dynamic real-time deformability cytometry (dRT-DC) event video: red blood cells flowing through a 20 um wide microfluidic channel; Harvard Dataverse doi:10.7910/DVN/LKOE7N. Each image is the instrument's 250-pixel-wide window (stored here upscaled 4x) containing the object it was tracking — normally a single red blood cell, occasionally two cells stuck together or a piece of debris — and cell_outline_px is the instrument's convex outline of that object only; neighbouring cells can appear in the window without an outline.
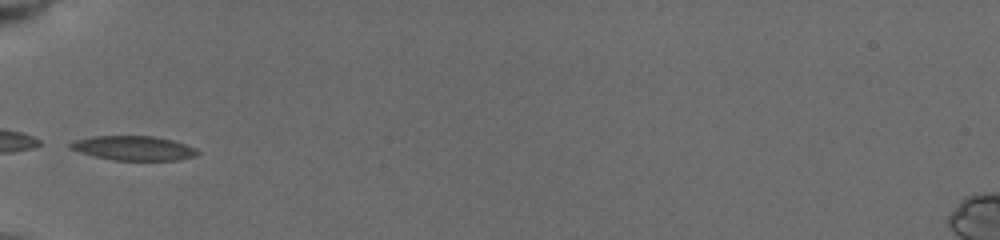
{"species": "common noctule bat (a hibernating species)", "species_latin": "Nyctalus noctula", "temperature_condition": "cold", "stored_images_in_passage": 7, "camera_frame_rate_fps": 3000, "um_per_image_px": 0.085, "animal": {"sex": "female", "body_mass_g": 19.5, "forearm_length_mm": 54.1}, "frame": {"image": 1, "passage_image": 3, "time_ms": 2.333, "image_size_px": [1000, 240], "cell_outline_px": [[200, 152], [196, 156], [176, 160], [112, 160], [80, 152], [68, 148], [68, 144], [76, 140], [96, 136], [152, 136], [172, 140], [196, 148]], "centroid_in_image_um": [11.36, 12.59], "position_along_channel_um": 73.6, "area_um2": 17.92}}
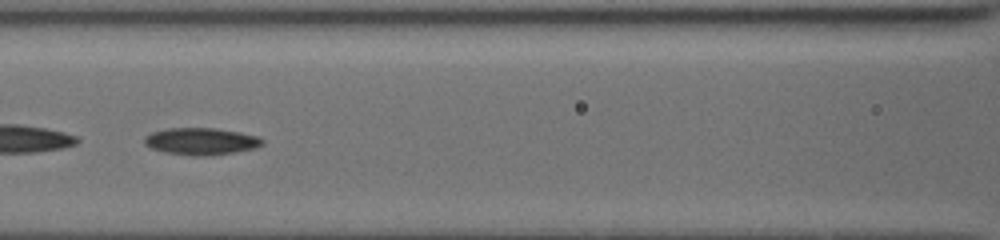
{"frame": {"image": 2, "passage_image": 5, "time_ms": 4.333, "image_size_px": [1000, 240], "cell_outline_px": [[264, 144], [252, 148], [212, 156], [192, 156], [164, 152], [152, 148], [144, 144], [144, 136], [152, 132], [168, 128], [212, 128], [236, 132], [256, 136], [264, 140]], "centroid_in_image_um": [17.04, 12.02], "position_along_channel_um": 149.6, "area_um2": 18.38}}
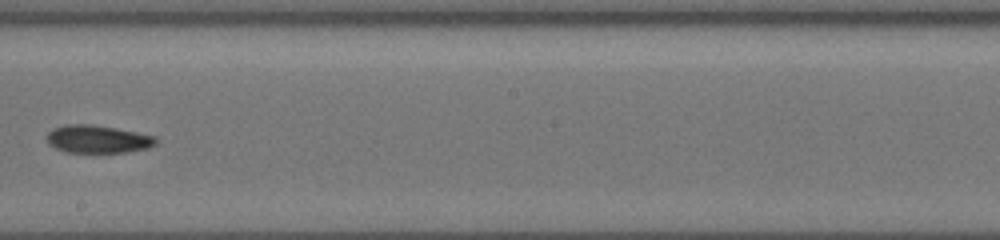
{"frame": {"image": 3, "passage_image": 7, "time_ms": 6.667, "image_size_px": [1000, 240], "cell_outline_px": [[156, 144], [148, 148], [128, 152], [64, 152], [48, 144], [48, 132], [52, 128], [68, 124], [88, 124], [112, 128], [156, 136]], "centroid_in_image_um": [8.29, 11.83], "position_along_channel_um": 239.9, "area_um2": 17.46}}